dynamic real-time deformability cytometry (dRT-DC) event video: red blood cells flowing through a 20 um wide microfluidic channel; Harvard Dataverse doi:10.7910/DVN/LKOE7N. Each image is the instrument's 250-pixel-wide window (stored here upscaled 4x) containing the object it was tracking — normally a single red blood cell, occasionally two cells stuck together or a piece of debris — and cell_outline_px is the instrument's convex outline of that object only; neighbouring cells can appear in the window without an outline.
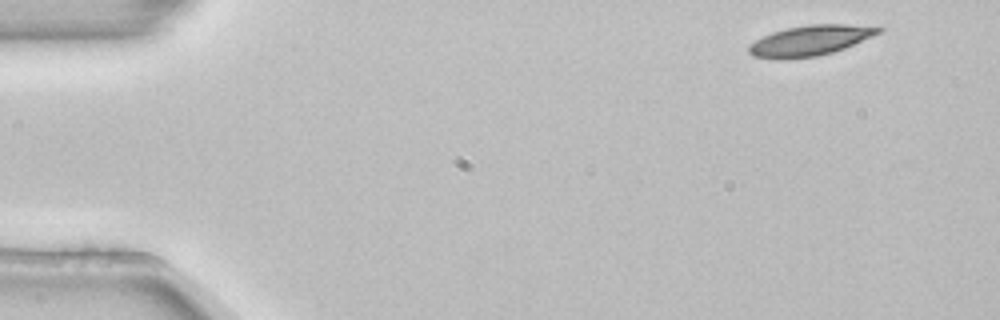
{"species": "common noctule bat (a hibernating species)", "species_latin": "Nyctalus noctula", "temperature_condition": "room temperature", "stored_images_in_passage": 4, "camera_frame_rate_fps": 3000, "um_per_image_px": 0.085, "animal": {"sex": "female", "body_mass_g": 22.7, "forearm_length_mm": 54.2}, "frame": {"image": 1, "passage_image": 1, "time_ms": 0.0, "image_size_px": [1000, 320], "cell_outline_px": [[884, 28], [880, 32], [872, 36], [844, 48], [832, 52], [816, 56], [784, 60], [776, 60], [752, 56], [748, 52], [748, 48], [756, 40], [772, 32], [788, 28], [808, 24], [844, 24]], "centroid_in_image_um": [68.81, 3.46], "position_along_channel_um": 16.2, "area_um2": 22.72}}
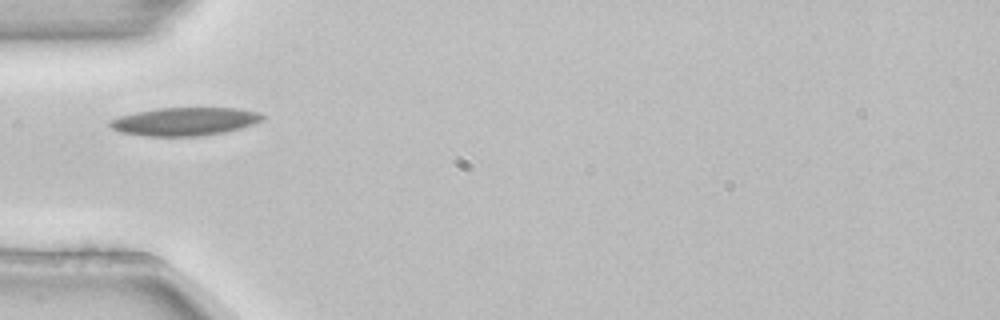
{"frame": {"image": 2, "passage_image": 4, "time_ms": 1.0, "image_size_px": [1000, 320], "cell_outline_px": [[264, 120], [240, 128], [224, 132], [200, 136], [144, 136], [120, 132], [112, 128], [108, 124], [108, 120], [120, 116], [136, 112], [160, 108], [240, 108], [260, 112], [264, 116]], "centroid_in_image_um": [15.71, 10.32], "position_along_channel_um": 69.3, "area_um2": 25.09}}